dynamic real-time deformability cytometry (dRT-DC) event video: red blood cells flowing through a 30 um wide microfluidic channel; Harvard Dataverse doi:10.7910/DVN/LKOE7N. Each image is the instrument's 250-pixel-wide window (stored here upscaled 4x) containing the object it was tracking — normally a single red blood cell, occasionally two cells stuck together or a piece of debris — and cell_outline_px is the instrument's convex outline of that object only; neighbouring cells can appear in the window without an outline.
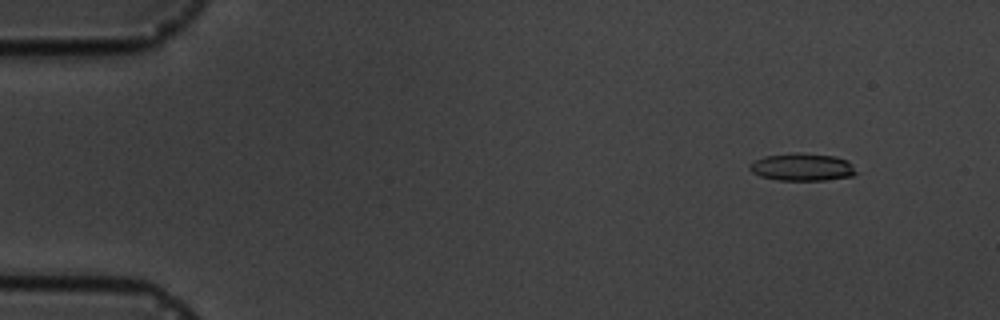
{"species": "common noctule bat (a hibernating species)", "species_latin": "Nyctalus noctula", "temperature_condition": "cold", "stored_images_in_passage": 5, "camera_frame_rate_fps": 3000, "um_per_image_px": 0.085, "animal": {"sex": "male", "body_mass_g": 19.5, "forearm_length_mm": 54.6}, "frame": {"image": 1, "passage_image": 2, "time_ms": 1.0, "image_size_px": [1000, 320], "cell_outline_px": [[856, 172], [852, 176], [824, 180], [776, 180], [760, 176], [752, 172], [748, 168], [748, 164], [764, 156], [796, 152], [800, 152], [836, 156], [848, 160], [852, 164]], "centroid_in_image_um": [68.17, 14.19], "position_along_channel_um": 16.8, "area_um2": 17.22}}
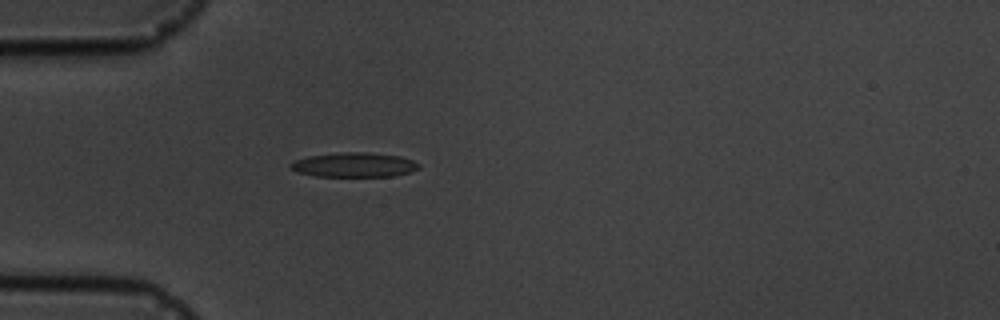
{"frame": {"image": 2, "passage_image": 5, "time_ms": 4.667, "image_size_px": [1000, 320], "cell_outline_px": [[420, 168], [412, 172], [392, 176], [316, 176], [296, 172], [288, 168], [288, 164], [292, 160], [308, 156], [344, 152], [368, 152], [400, 156], [412, 160], [420, 164]], "centroid_in_image_um": [30.07, 14.01], "position_along_channel_um": 54.9, "area_um2": 18.55}}